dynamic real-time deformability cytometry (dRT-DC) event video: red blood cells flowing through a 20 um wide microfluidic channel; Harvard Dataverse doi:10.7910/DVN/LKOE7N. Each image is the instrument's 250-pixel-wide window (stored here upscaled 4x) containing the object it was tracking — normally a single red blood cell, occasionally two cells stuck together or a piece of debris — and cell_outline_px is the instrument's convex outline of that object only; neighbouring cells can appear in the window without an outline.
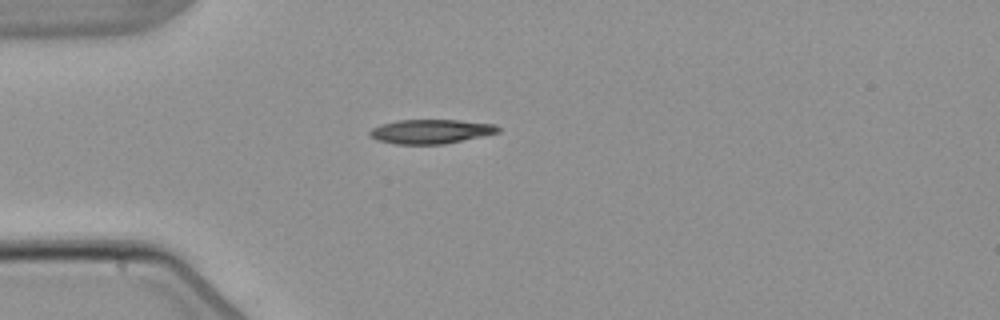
{"species": "common noctule bat (a hibernating species)", "species_latin": "Nyctalus noctula", "temperature_condition": "warm", "stored_images_in_passage": 1, "camera_frame_rate_fps": 3000, "um_per_image_px": 0.085, "animal": {"sex": "male", "body_mass_g": 21.5, "forearm_length_mm": 52.0}, "frame": {"image": 1, "passage_image": 1, "time_ms": 0.0, "image_size_px": [1000, 320], "cell_outline_px": [[500, 132], [444, 144], [396, 144], [376, 140], [368, 136], [368, 132], [372, 128], [380, 124], [396, 120], [460, 120], [496, 124], [500, 128]], "centroid_in_image_um": [36.59, 11.17], "position_along_channel_um": 48.4, "area_um2": 18.26}}